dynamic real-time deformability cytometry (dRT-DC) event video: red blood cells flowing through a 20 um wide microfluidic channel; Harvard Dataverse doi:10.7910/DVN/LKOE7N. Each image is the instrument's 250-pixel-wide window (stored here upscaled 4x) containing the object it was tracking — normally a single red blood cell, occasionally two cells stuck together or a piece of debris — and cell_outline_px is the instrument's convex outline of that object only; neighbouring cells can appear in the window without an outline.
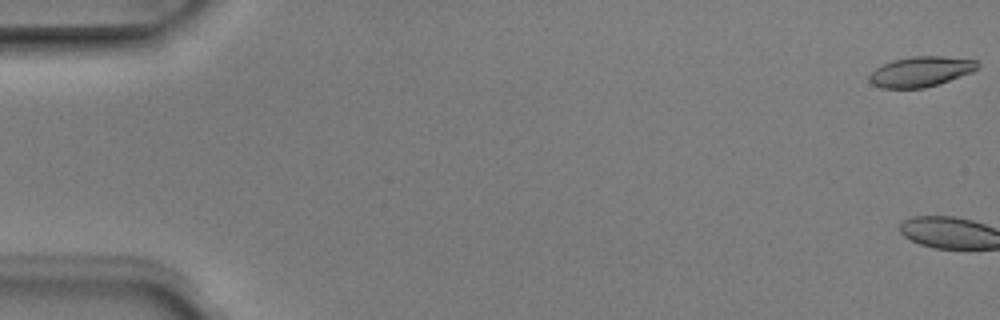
{"species": "Egyptian fruit bat (a non-hibernating species)", "species_latin": "Rousettus aegyptiacus", "temperature_condition": "room temperature", "stored_images_in_passage": 6, "camera_frame_rate_fps": 3000, "um_per_image_px": 0.085, "animal": {"sex": "male"}, "frame": {"image": 1, "passage_image": 1, "time_ms": 0.0, "image_size_px": [1000, 320], "cell_outline_px": [[980, 64], [972, 72], [924, 88], [880, 88], [872, 84], [868, 80], [868, 76], [876, 68], [892, 60], [912, 56], [944, 56], [976, 60]], "centroid_in_image_um": [78.23, 6.08], "position_along_channel_um": 6.8, "area_um2": 18.9}}